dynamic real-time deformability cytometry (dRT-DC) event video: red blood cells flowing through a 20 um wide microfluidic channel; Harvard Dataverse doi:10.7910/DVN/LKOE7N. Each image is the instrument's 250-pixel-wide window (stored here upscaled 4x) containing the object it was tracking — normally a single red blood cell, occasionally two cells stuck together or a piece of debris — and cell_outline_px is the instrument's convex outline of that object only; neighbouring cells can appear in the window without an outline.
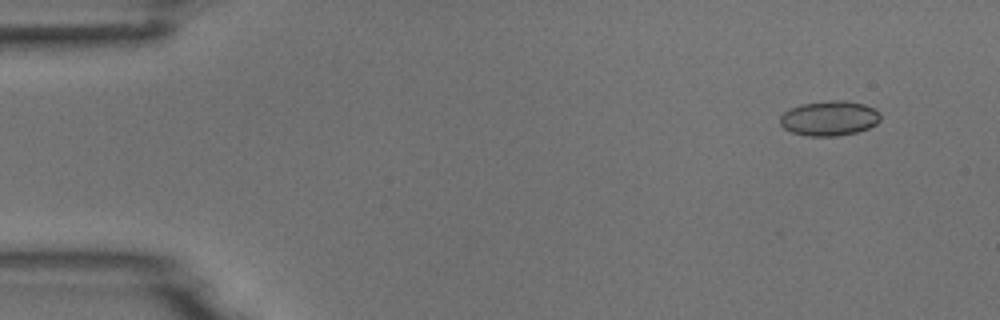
{"species": "common noctule bat (a hibernating species)", "species_latin": "Nyctalus noctula", "temperature_condition": "room temperature", "stored_images_in_passage": 3, "camera_frame_rate_fps": 3000, "um_per_image_px": 0.085, "animal": {"sex": "male", "body_mass_g": 18.8}, "frame": {"image": 1, "passage_image": 3, "time_ms": 2.667, "image_size_px": [1000, 320], "cell_outline_px": [[880, 120], [876, 124], [868, 128], [856, 132], [836, 136], [808, 136], [792, 132], [784, 128], [780, 124], [780, 116], [784, 112], [800, 104], [832, 100], [844, 100], [864, 104], [880, 112]], "centroid_in_image_um": [70.49, 10.05], "position_along_channel_um": 14.5, "area_um2": 20.35}}